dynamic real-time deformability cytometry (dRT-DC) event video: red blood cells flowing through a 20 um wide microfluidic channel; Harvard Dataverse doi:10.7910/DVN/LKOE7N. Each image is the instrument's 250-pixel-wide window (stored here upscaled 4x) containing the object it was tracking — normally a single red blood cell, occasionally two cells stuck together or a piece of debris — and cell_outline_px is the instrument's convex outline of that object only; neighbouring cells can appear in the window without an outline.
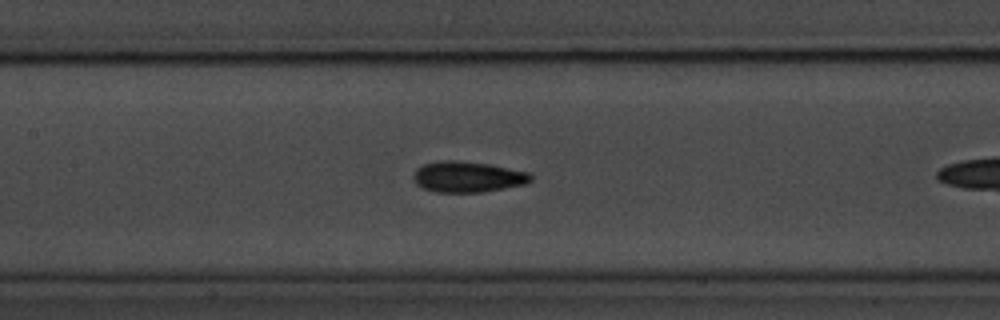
{"species": "common noctule bat (a hibernating species)", "species_latin": "Nyctalus noctula", "temperature_condition": "room temperature", "stored_images_in_passage": 18, "camera_frame_rate_fps": 3000, "um_per_image_px": 0.085, "animal": {"sex": "male", "body_mass_g": 20.1, "forearm_length_mm": 53.5}, "frame": {"image": 1, "passage_image": 13, "time_ms": 4.0, "image_size_px": [1000, 320], "cell_outline_px": [[532, 180], [524, 184], [484, 192], [436, 192], [424, 188], [416, 184], [412, 176], [416, 168], [424, 164], [444, 160], [456, 160], [488, 164], [528, 172], [532, 176]], "centroid_in_image_um": [39.72, 15.03], "position_along_channel_um": 167.7, "area_um2": 20.98}}
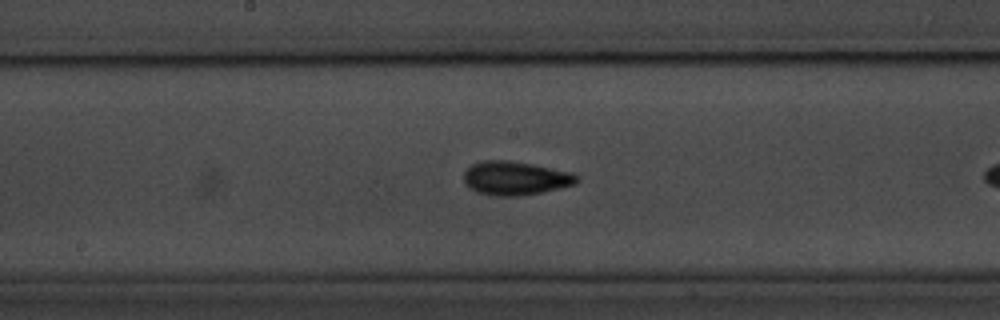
{"frame": {"image": 2, "passage_image": 16, "time_ms": 5.0, "image_size_px": [1000, 320], "cell_outline_px": [[580, 180], [576, 184], [560, 188], [520, 196], [492, 196], [476, 192], [468, 188], [464, 184], [464, 172], [472, 164], [480, 160], [508, 160], [532, 164], [572, 172], [580, 176]], "centroid_in_image_um": [43.79, 15.15], "position_along_channel_um": 204.4, "area_um2": 22.54}}